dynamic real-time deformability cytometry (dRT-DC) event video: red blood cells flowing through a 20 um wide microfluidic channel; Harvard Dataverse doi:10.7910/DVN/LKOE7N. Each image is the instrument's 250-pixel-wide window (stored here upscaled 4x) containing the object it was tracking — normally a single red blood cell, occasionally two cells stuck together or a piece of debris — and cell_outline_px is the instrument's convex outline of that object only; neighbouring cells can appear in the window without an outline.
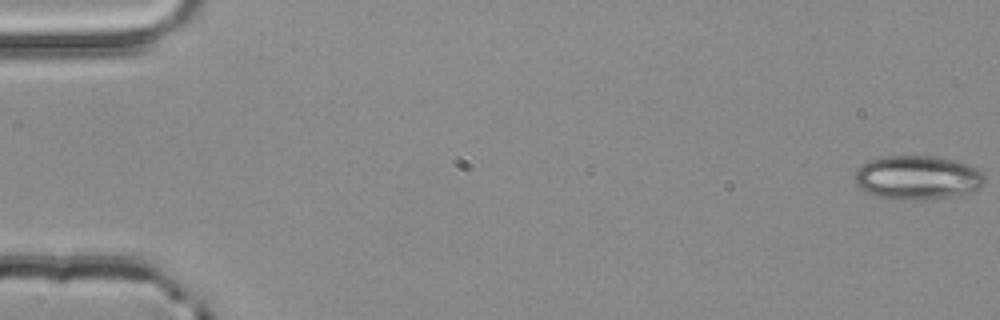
{"species": "common noctule bat (a hibernating species)", "species_latin": "Nyctalus noctula", "temperature_condition": "room temperature", "stored_images_in_passage": 5, "camera_frame_rate_fps": 3000, "um_per_image_px": 0.085, "animal": {"sex": "male", "body_mass_g": 20.4}, "frame": {"image": 1, "passage_image": 1, "time_ms": 0.0, "image_size_px": [1000, 320], "cell_outline_px": [[984, 180], [980, 188], [976, 192], [948, 196], [916, 200], [904, 200], [876, 196], [860, 188], [856, 184], [856, 168], [868, 160], [880, 156], [936, 156], [956, 160], [976, 168], [984, 176]], "centroid_in_image_um": [77.98, 15.08], "position_along_channel_um": 7.0, "area_um2": 33.29}}